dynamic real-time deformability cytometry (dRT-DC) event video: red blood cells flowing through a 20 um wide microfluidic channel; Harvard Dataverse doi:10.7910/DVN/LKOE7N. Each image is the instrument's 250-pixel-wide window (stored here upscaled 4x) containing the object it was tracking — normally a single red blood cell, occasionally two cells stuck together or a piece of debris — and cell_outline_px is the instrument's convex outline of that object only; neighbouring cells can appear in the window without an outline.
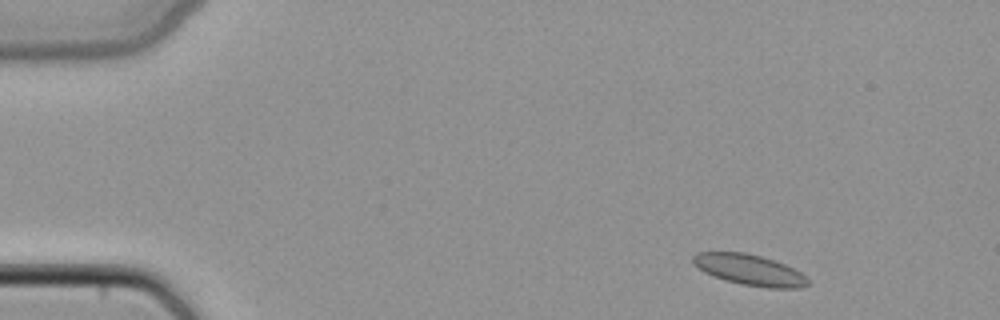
{"species": "common noctule bat (a hibernating species)", "species_latin": "Nyctalus noctula", "temperature_condition": "cold", "stored_images_in_passage": 46, "camera_frame_rate_fps": 3000, "um_per_image_px": 0.085, "animal": {"sex": "female", "body_mass_g": 22.7, "forearm_length_mm": 54.2}, "frame": {"image": 1, "passage_image": 4, "time_ms": 1.0, "image_size_px": [1000, 320], "cell_outline_px": [[808, 284], [800, 288], [768, 288], [740, 284], [712, 276], [704, 272], [692, 264], [692, 256], [696, 252], [744, 252], [760, 256], [784, 264], [800, 272], [808, 280]], "centroid_in_image_um": [63.65, 22.94], "position_along_channel_um": 21.3, "area_um2": 20.58}}
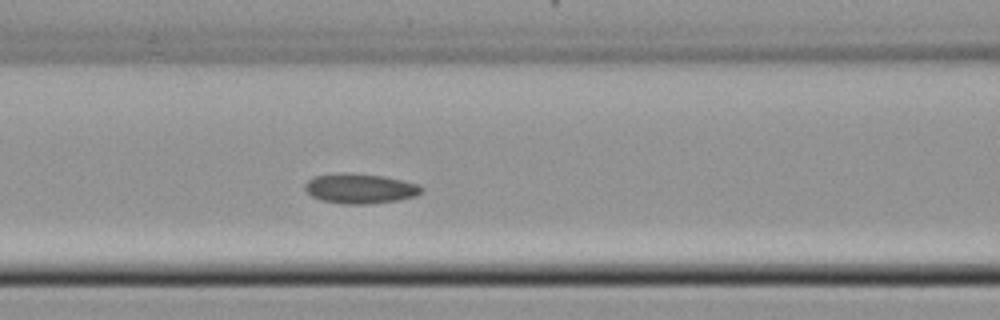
{"frame": {"image": 2, "passage_image": 19, "time_ms": 6.0, "image_size_px": [1000, 320], "cell_outline_px": [[424, 188], [416, 196], [400, 200], [368, 204], [340, 204], [320, 200], [312, 196], [304, 188], [304, 184], [312, 176], [340, 172], [352, 172], [384, 176], [420, 184]], "centroid_in_image_um": [30.59, 16.01], "position_along_channel_um": 136.0, "area_um2": 20.75}}
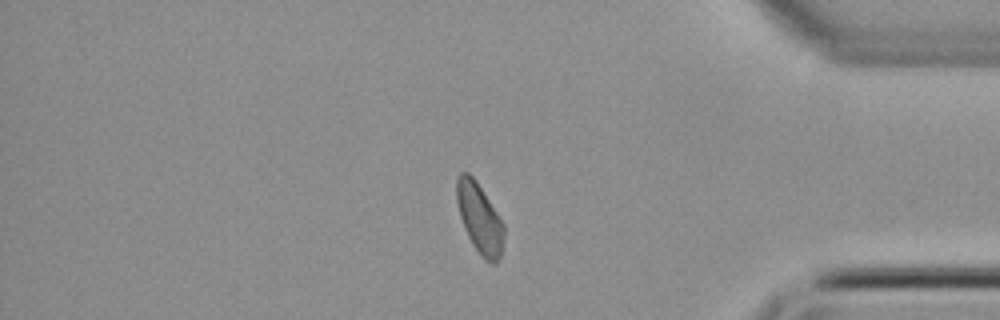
{"frame": {"image": 3, "passage_image": 39, "time_ms": 12.667, "image_size_px": [1000, 320], "cell_outline_px": [[504, 236], [500, 256], [496, 264], [492, 264], [484, 260], [480, 256], [472, 244], [464, 228], [460, 216], [456, 200], [456, 176], [460, 172], [468, 172], [476, 180], [504, 224]], "centroid_in_image_um": [40.75, 18.56], "position_along_channel_um": 394.5, "area_um2": 19.36}}